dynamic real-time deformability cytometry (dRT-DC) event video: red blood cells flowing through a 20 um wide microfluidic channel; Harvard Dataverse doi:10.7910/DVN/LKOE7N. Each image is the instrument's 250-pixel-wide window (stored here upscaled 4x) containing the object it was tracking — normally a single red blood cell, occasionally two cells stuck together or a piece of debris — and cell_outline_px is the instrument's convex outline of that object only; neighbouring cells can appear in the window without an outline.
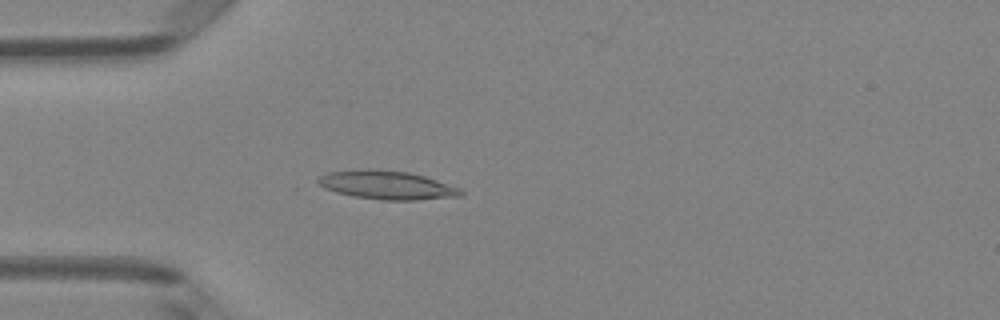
{"species": "Egyptian fruit bat (a non-hibernating species)", "species_latin": "Rousettus aegyptiacus", "temperature_condition": "room temperature", "stored_images_in_passage": 49, "camera_frame_rate_fps": 3000, "um_per_image_px": 0.085, "animal": {"sex": "female"}, "frame": {"image": 1, "passage_image": 14, "time_ms": 4.333, "image_size_px": [1000, 320], "cell_outline_px": [[464, 196], [416, 200], [380, 200], [352, 196], [336, 192], [324, 188], [316, 180], [320, 176], [328, 172], [368, 168], [408, 172], [424, 176], [460, 188], [464, 192]], "centroid_in_image_um": [32.89, 15.73], "position_along_channel_um": 52.1, "area_um2": 23.87}}
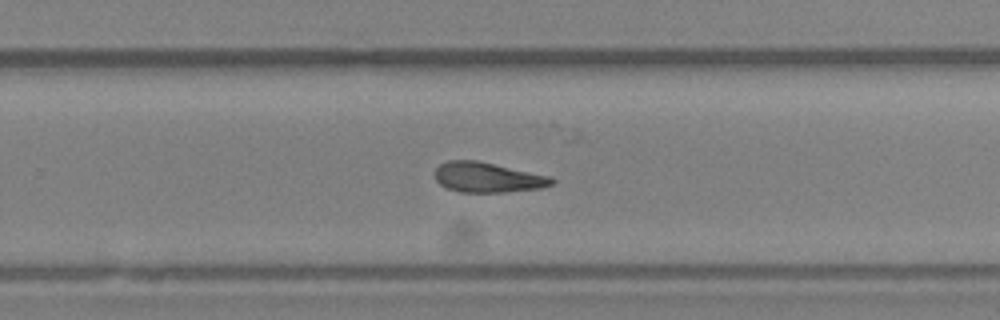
{"frame": {"image": 2, "passage_image": 32, "time_ms": 10.333, "image_size_px": [1000, 320], "cell_outline_px": [[556, 180], [552, 184], [544, 188], [504, 192], [460, 192], [448, 188], [440, 184], [436, 180], [436, 168], [440, 164], [448, 160], [476, 160], [552, 176]], "centroid_in_image_um": [41.49, 15.08], "position_along_channel_um": 288.3, "area_um2": 20.52}}
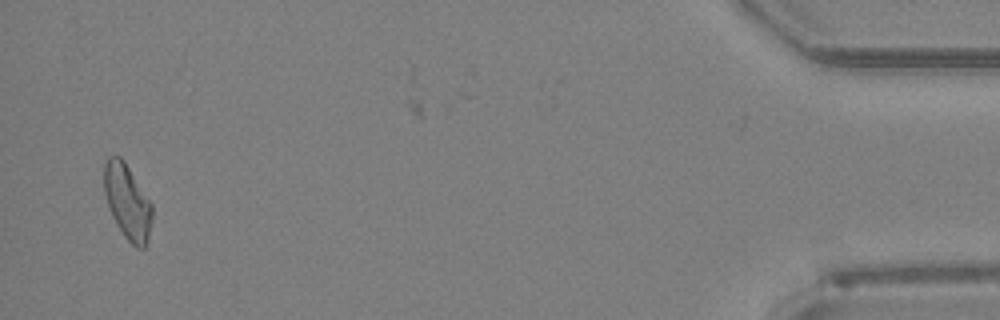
{"frame": {"image": 3, "passage_image": 48, "time_ms": 15.667, "image_size_px": [1000, 320], "cell_outline_px": [[152, 216], [148, 240], [144, 248], [136, 248], [124, 236], [116, 224], [112, 216], [104, 192], [104, 164], [108, 156], [120, 156], [124, 160], [152, 204]], "centroid_in_image_um": [10.82, 17.15], "position_along_channel_um": 424.4, "area_um2": 20.87}, "authors_computed_cell_mechanics": {"area_um2": 21.1548, "velocity_mm_per_s": 4.1019, "shape_relaxation_time_tau1_ms": null, "shape_relaxation_time_tau2_ms": 4.272, "deformation_change_tau1": null, "deformation_change_tau2": 0.1466}}